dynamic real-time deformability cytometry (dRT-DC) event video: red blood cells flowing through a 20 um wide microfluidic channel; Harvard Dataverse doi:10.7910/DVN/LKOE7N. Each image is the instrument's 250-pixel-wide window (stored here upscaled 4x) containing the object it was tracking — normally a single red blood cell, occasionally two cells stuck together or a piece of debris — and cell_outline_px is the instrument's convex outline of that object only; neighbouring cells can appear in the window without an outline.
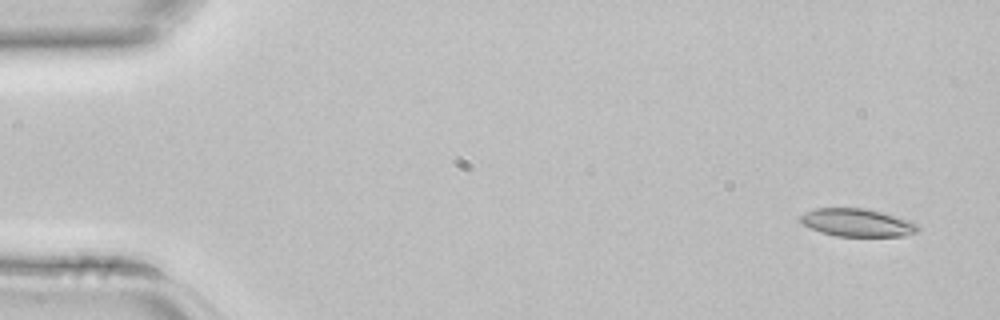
{"species": "common noctule bat (a hibernating species)", "species_latin": "Nyctalus noctula", "temperature_condition": "room temperature", "stored_images_in_passage": 3, "camera_frame_rate_fps": 3000, "um_per_image_px": 0.085, "animal": {"sex": "female", "body_mass_g": 22.7, "forearm_length_mm": 54.2}, "frame": {"image": 1, "passage_image": 1, "time_ms": 0.0, "image_size_px": [1000, 320], "cell_outline_px": [[920, 228], [916, 232], [904, 236], [836, 236], [820, 232], [804, 224], [800, 220], [800, 216], [804, 212], [816, 208], [868, 208], [908, 220], [920, 224]], "centroid_in_image_um": [72.88, 18.92], "position_along_channel_um": 12.1, "area_um2": 19.07}}